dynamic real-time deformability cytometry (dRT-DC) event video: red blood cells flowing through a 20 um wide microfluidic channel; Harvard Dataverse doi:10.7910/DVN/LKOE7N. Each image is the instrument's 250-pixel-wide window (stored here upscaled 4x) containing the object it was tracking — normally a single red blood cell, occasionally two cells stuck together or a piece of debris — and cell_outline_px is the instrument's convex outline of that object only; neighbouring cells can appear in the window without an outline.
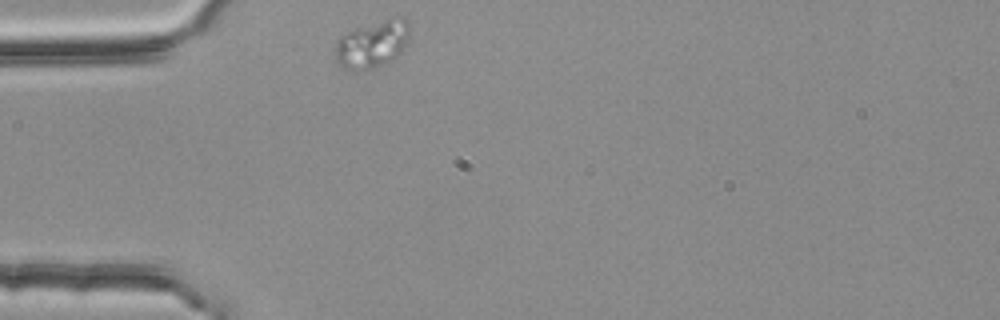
{"species": "common noctule bat (a hibernating species)", "species_latin": "Nyctalus noctula", "temperature_condition": "room temperature", "stored_images_in_passage": 35, "camera_frame_rate_fps": 3000, "um_per_image_px": 0.085, "animal": {"sex": "female", "body_mass_g": 25.1}, "frame": {"image": 1, "passage_image": 1, "time_ms": 0.0, "image_size_px": [1000, 320], "cell_outline_px": [[408, 44], [392, 60], [372, 68], [356, 72], [352, 72], [340, 68], [336, 60], [336, 40], [340, 36], [356, 28], [388, 16], [404, 16], [408, 20]], "centroid_in_image_um": [31.64, 3.73], "position_along_channel_um": 53.4, "area_um2": 21.1}}